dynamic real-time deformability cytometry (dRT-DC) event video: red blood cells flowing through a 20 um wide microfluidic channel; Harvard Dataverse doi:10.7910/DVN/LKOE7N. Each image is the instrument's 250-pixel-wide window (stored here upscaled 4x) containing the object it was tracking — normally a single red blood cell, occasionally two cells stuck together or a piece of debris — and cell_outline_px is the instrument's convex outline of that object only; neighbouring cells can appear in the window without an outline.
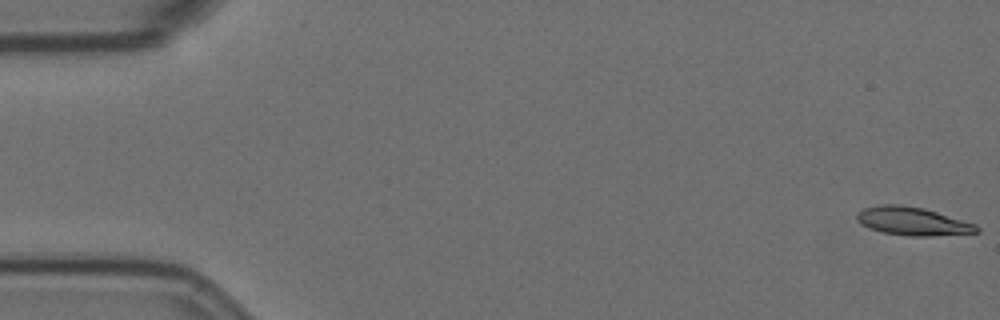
{"species": "Egyptian fruit bat (a non-hibernating species)", "species_latin": "Rousettus aegyptiacus", "temperature_condition": "room temperature", "stored_images_in_passage": 58, "camera_frame_rate_fps": 3000, "um_per_image_px": 0.085, "animal": {"sex": "female"}, "frame": {"image": 1, "passage_image": 1, "time_ms": 0.0, "image_size_px": [1000, 320], "cell_outline_px": [[980, 232], [932, 236], [908, 236], [884, 232], [872, 228], [856, 220], [856, 212], [864, 208], [880, 204], [900, 204], [924, 208], [976, 224], [980, 228]], "centroid_in_image_um": [77.59, 18.79], "position_along_channel_um": 7.4, "area_um2": 19.65}}
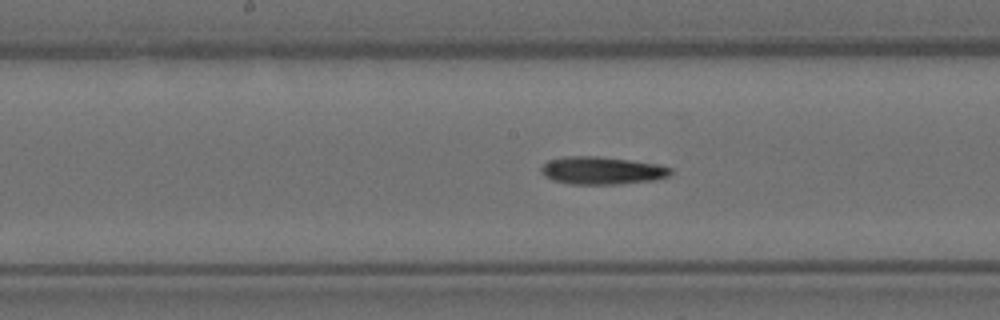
{"frame": {"image": 2, "passage_image": 29, "time_ms": 9.333, "image_size_px": [1000, 320], "cell_outline_px": [[672, 172], [668, 176], [656, 180], [620, 184], [568, 184], [552, 180], [544, 176], [540, 168], [548, 160], [564, 156], [600, 156], [656, 164], [672, 168]], "centroid_in_image_um": [51.14, 14.5], "position_along_channel_um": 197.1, "area_um2": 20.98}}
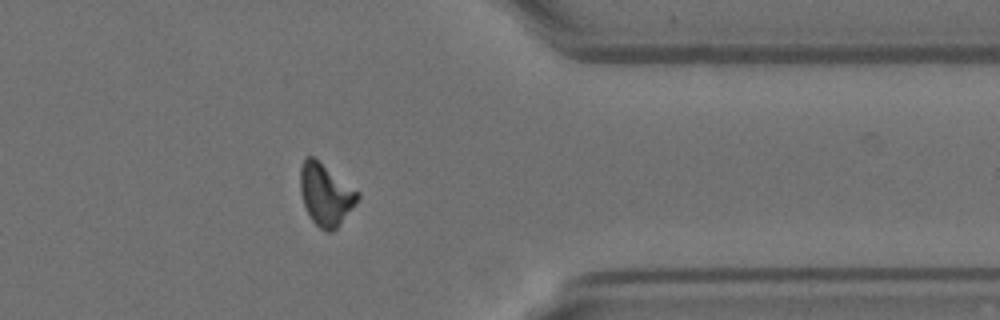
{"frame": {"image": 3, "passage_image": 46, "time_ms": 15.0, "image_size_px": [1000, 320], "cell_outline_px": [[360, 196], [356, 204], [336, 228], [332, 232], [324, 232], [312, 220], [304, 204], [300, 192], [300, 168], [304, 156], [312, 156], [360, 192]], "centroid_in_image_um": [27.68, 16.53], "position_along_channel_um": 383.7, "area_um2": 20.58}, "authors_computed_cell_mechanics": {"area_um2": 20.1433, "velocity_mm_per_s": 3.5498, "shape_relaxation_time_tau1_ms": null, "shape_relaxation_time_tau2_ms": 5.7281, "deformation_change_tau1": null, "deformation_change_tau2": 0.1341}}